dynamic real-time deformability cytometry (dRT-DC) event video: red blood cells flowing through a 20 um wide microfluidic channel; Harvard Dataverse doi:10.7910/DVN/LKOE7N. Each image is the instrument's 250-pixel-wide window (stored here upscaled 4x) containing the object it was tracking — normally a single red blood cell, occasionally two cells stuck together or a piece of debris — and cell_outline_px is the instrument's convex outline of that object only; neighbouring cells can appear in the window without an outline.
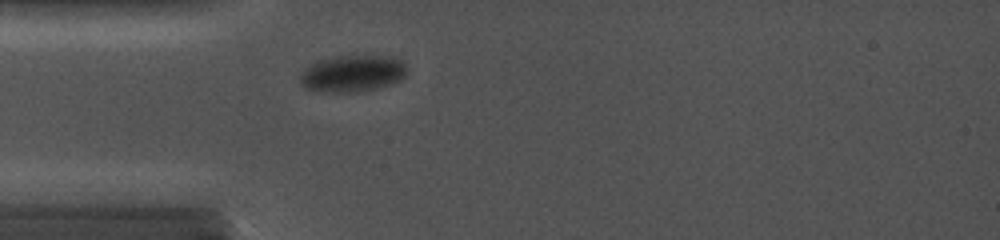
{"species": "common noctule bat (a hibernating species)", "species_latin": "Nyctalus noctula", "temperature_condition": "cold", "stored_images_in_passage": 67, "camera_frame_rate_fps": 5000, "um_per_image_px": 0.085, "animal": {"sex": "female", "body_mass_g": 19.0, "forearm_length_mm": 56.7}, "frame": {"image": 1, "passage_image": 11, "time_ms": 2.0, "image_size_px": [1000, 240], "cell_outline_px": [[408, 72], [400, 80], [376, 88], [360, 92], [320, 92], [304, 88], [300, 84], [300, 72], [308, 64], [316, 60], [332, 56], [356, 52], [392, 56], [404, 60]], "centroid_in_image_um": [29.94, 6.18], "position_along_channel_um": 55.1, "area_um2": 24.28}}
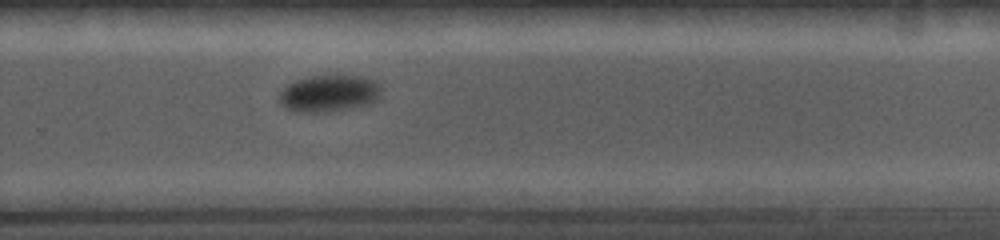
{"frame": {"image": 2, "passage_image": 44, "time_ms": 8.6, "image_size_px": [1000, 240], "cell_outline_px": [[380, 100], [372, 104], [352, 108], [324, 112], [296, 112], [280, 104], [280, 92], [288, 84], [296, 80], [308, 76], [328, 72], [368, 76], [376, 80], [380, 84]], "centroid_in_image_um": [28.06, 7.88], "position_along_channel_um": 301.7, "area_um2": 23.06}}
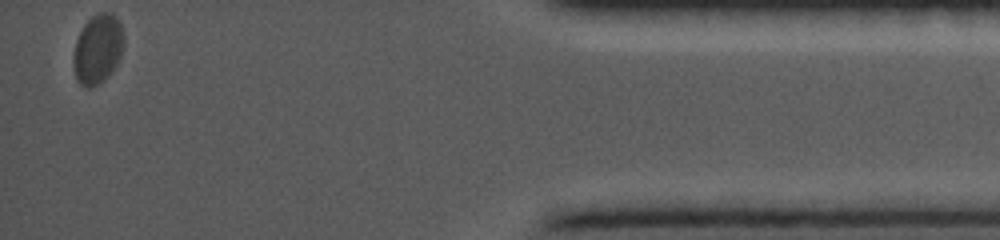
{"frame": {"image": 3, "passage_image": 67, "time_ms": 13.2, "image_size_px": [1000, 240], "cell_outline_px": [[124, 48], [116, 64], [108, 76], [104, 80], [92, 88], [88, 88], [80, 84], [76, 80], [76, 40], [84, 24], [92, 16], [100, 12], [112, 12], [116, 16], [120, 24], [124, 36]], "centroid_in_image_um": [8.36, 4.14], "position_along_channel_um": 426.8, "area_um2": 20.0}}